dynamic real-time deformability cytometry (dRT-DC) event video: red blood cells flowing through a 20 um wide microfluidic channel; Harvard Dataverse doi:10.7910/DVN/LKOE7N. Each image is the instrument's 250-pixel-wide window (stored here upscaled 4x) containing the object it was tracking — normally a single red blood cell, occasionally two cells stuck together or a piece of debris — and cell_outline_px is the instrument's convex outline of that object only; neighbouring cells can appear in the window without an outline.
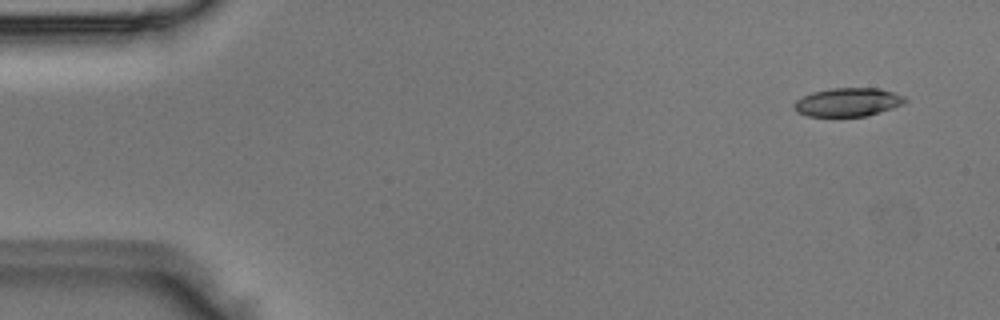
{"species": "Egyptian fruit bat (a non-hibernating species)", "species_latin": "Rousettus aegyptiacus", "temperature_condition": "room temperature", "stored_images_in_passage": 3, "camera_frame_rate_fps": 3000, "um_per_image_px": 0.085, "animal": {"sex": "male"}, "frame": {"image": 1, "passage_image": 1, "time_ms": 0.0, "image_size_px": [1000, 320], "cell_outline_px": [[908, 100], [904, 104], [880, 112], [864, 116], [808, 116], [796, 112], [792, 104], [796, 100], [812, 92], [832, 88], [880, 88], [904, 96]], "centroid_in_image_um": [72.06, 8.68], "position_along_channel_um": 12.9, "area_um2": 18.44}}
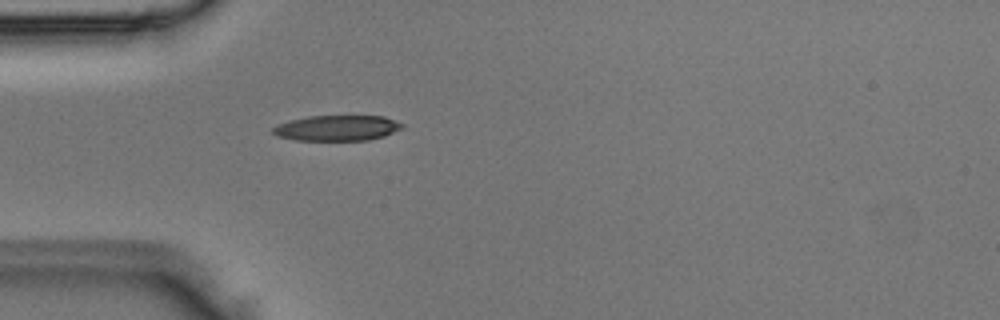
{"frame": {"image": 2, "passage_image": 3, "time_ms": 0.667, "image_size_px": [1000, 320], "cell_outline_px": [[404, 128], [384, 136], [368, 140], [296, 140], [276, 136], [272, 132], [272, 128], [288, 120], [308, 116], [384, 116], [404, 124]], "centroid_in_image_um": [28.66, 10.88], "position_along_channel_um": 56.3, "area_um2": 19.25}}